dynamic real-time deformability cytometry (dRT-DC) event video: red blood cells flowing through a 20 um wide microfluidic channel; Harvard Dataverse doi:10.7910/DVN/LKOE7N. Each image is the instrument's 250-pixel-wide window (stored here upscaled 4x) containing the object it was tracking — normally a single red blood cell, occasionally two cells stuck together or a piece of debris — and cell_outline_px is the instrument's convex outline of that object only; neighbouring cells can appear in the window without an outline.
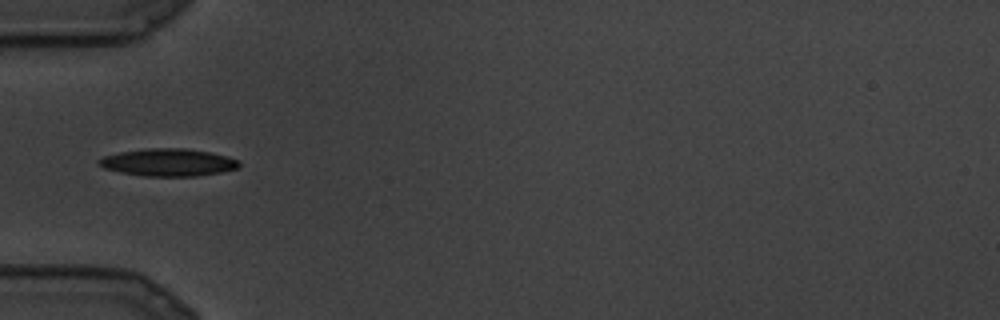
{"species": "common noctule bat (a hibernating species)", "species_latin": "Nyctalus noctula", "temperature_condition": "cold", "stored_images_in_passage": 9, "camera_frame_rate_fps": 3000, "um_per_image_px": 0.085, "animal": {"sex": "male", "body_mass_g": 19.5, "forearm_length_mm": 54.6}, "frame": {"image": 1, "passage_image": 7, "time_ms": 2.0, "image_size_px": [1000, 320], "cell_outline_px": [[240, 164], [236, 168], [220, 172], [196, 176], [144, 176], [120, 172], [104, 168], [96, 160], [104, 156], [120, 152], [144, 148], [184, 148], [208, 152], [224, 156], [236, 160]], "centroid_in_image_um": [14.24, 13.8], "position_along_channel_um": 70.8, "area_um2": 22.14}}